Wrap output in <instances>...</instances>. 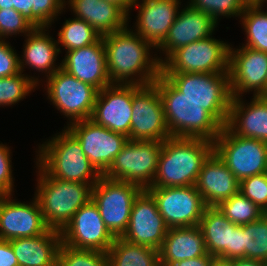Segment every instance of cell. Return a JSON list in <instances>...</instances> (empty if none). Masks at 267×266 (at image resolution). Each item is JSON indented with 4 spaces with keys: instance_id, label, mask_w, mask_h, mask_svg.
<instances>
[{
    "instance_id": "d6a6232c",
    "label": "cell",
    "mask_w": 267,
    "mask_h": 266,
    "mask_svg": "<svg viewBox=\"0 0 267 266\" xmlns=\"http://www.w3.org/2000/svg\"><path fill=\"white\" fill-rule=\"evenodd\" d=\"M243 258L267 263V213L243 225Z\"/></svg>"
},
{
    "instance_id": "f5cc1de1",
    "label": "cell",
    "mask_w": 267,
    "mask_h": 266,
    "mask_svg": "<svg viewBox=\"0 0 267 266\" xmlns=\"http://www.w3.org/2000/svg\"><path fill=\"white\" fill-rule=\"evenodd\" d=\"M262 96L267 97V87H266V92Z\"/></svg>"
},
{
    "instance_id": "1f68e13d",
    "label": "cell",
    "mask_w": 267,
    "mask_h": 266,
    "mask_svg": "<svg viewBox=\"0 0 267 266\" xmlns=\"http://www.w3.org/2000/svg\"><path fill=\"white\" fill-rule=\"evenodd\" d=\"M240 18L247 37L242 46L267 53V11L263 7H249Z\"/></svg>"
},
{
    "instance_id": "836d02e7",
    "label": "cell",
    "mask_w": 267,
    "mask_h": 266,
    "mask_svg": "<svg viewBox=\"0 0 267 266\" xmlns=\"http://www.w3.org/2000/svg\"><path fill=\"white\" fill-rule=\"evenodd\" d=\"M217 207L231 223L237 225L257 221L265 214L263 210L240 192L222 201Z\"/></svg>"
},
{
    "instance_id": "44dd1931",
    "label": "cell",
    "mask_w": 267,
    "mask_h": 266,
    "mask_svg": "<svg viewBox=\"0 0 267 266\" xmlns=\"http://www.w3.org/2000/svg\"><path fill=\"white\" fill-rule=\"evenodd\" d=\"M217 23L206 13L193 9L190 5L178 12L163 43L157 48L165 55L162 64L176 49L192 42L212 36Z\"/></svg>"
},
{
    "instance_id": "cb8c5ba5",
    "label": "cell",
    "mask_w": 267,
    "mask_h": 266,
    "mask_svg": "<svg viewBox=\"0 0 267 266\" xmlns=\"http://www.w3.org/2000/svg\"><path fill=\"white\" fill-rule=\"evenodd\" d=\"M226 127L234 134L267 142V97L254 96L250 103L232 98Z\"/></svg>"
},
{
    "instance_id": "d590c367",
    "label": "cell",
    "mask_w": 267,
    "mask_h": 266,
    "mask_svg": "<svg viewBox=\"0 0 267 266\" xmlns=\"http://www.w3.org/2000/svg\"><path fill=\"white\" fill-rule=\"evenodd\" d=\"M57 266H109L107 254L60 244Z\"/></svg>"
},
{
    "instance_id": "ee69618b",
    "label": "cell",
    "mask_w": 267,
    "mask_h": 266,
    "mask_svg": "<svg viewBox=\"0 0 267 266\" xmlns=\"http://www.w3.org/2000/svg\"><path fill=\"white\" fill-rule=\"evenodd\" d=\"M0 266H19L10 241L0 239Z\"/></svg>"
},
{
    "instance_id": "4316f807",
    "label": "cell",
    "mask_w": 267,
    "mask_h": 266,
    "mask_svg": "<svg viewBox=\"0 0 267 266\" xmlns=\"http://www.w3.org/2000/svg\"><path fill=\"white\" fill-rule=\"evenodd\" d=\"M19 266H57L61 232L49 229L36 237L9 240Z\"/></svg>"
},
{
    "instance_id": "c3c4849f",
    "label": "cell",
    "mask_w": 267,
    "mask_h": 266,
    "mask_svg": "<svg viewBox=\"0 0 267 266\" xmlns=\"http://www.w3.org/2000/svg\"><path fill=\"white\" fill-rule=\"evenodd\" d=\"M111 3L116 4L117 6L121 7L128 15H130L131 8L135 6L136 0H105Z\"/></svg>"
},
{
    "instance_id": "f6af8a7d",
    "label": "cell",
    "mask_w": 267,
    "mask_h": 266,
    "mask_svg": "<svg viewBox=\"0 0 267 266\" xmlns=\"http://www.w3.org/2000/svg\"><path fill=\"white\" fill-rule=\"evenodd\" d=\"M212 260L213 256L207 253L205 256L181 260L170 266H211Z\"/></svg>"
},
{
    "instance_id": "8fae6325",
    "label": "cell",
    "mask_w": 267,
    "mask_h": 266,
    "mask_svg": "<svg viewBox=\"0 0 267 266\" xmlns=\"http://www.w3.org/2000/svg\"><path fill=\"white\" fill-rule=\"evenodd\" d=\"M47 97L70 123L90 119L98 90L62 68L46 78Z\"/></svg>"
},
{
    "instance_id": "83f0119b",
    "label": "cell",
    "mask_w": 267,
    "mask_h": 266,
    "mask_svg": "<svg viewBox=\"0 0 267 266\" xmlns=\"http://www.w3.org/2000/svg\"><path fill=\"white\" fill-rule=\"evenodd\" d=\"M49 28H34L26 36L23 59L19 58L20 70L23 73L27 65L38 72L47 73L46 77L53 75L58 69L61 68L55 64L59 52L57 40H54L49 33L45 32ZM25 63V64H24ZM56 66V67H55Z\"/></svg>"
},
{
    "instance_id": "f1b7e54d",
    "label": "cell",
    "mask_w": 267,
    "mask_h": 266,
    "mask_svg": "<svg viewBox=\"0 0 267 266\" xmlns=\"http://www.w3.org/2000/svg\"><path fill=\"white\" fill-rule=\"evenodd\" d=\"M236 226L217 206H207L199 223L207 253L213 257L230 259L232 232Z\"/></svg>"
},
{
    "instance_id": "e0dca14e",
    "label": "cell",
    "mask_w": 267,
    "mask_h": 266,
    "mask_svg": "<svg viewBox=\"0 0 267 266\" xmlns=\"http://www.w3.org/2000/svg\"><path fill=\"white\" fill-rule=\"evenodd\" d=\"M168 229L155 199L143 189L133 202L129 223L121 238L159 251Z\"/></svg>"
},
{
    "instance_id": "ba28073f",
    "label": "cell",
    "mask_w": 267,
    "mask_h": 266,
    "mask_svg": "<svg viewBox=\"0 0 267 266\" xmlns=\"http://www.w3.org/2000/svg\"><path fill=\"white\" fill-rule=\"evenodd\" d=\"M230 44L210 36L176 49L161 73H228Z\"/></svg>"
},
{
    "instance_id": "4fadbf2b",
    "label": "cell",
    "mask_w": 267,
    "mask_h": 266,
    "mask_svg": "<svg viewBox=\"0 0 267 266\" xmlns=\"http://www.w3.org/2000/svg\"><path fill=\"white\" fill-rule=\"evenodd\" d=\"M146 190L155 199L158 211L169 228L199 225L207 206L195 185Z\"/></svg>"
},
{
    "instance_id": "2e32d148",
    "label": "cell",
    "mask_w": 267,
    "mask_h": 266,
    "mask_svg": "<svg viewBox=\"0 0 267 266\" xmlns=\"http://www.w3.org/2000/svg\"><path fill=\"white\" fill-rule=\"evenodd\" d=\"M228 74L232 98L254 91L262 96L267 87V53L245 46L229 47Z\"/></svg>"
},
{
    "instance_id": "d6986e66",
    "label": "cell",
    "mask_w": 267,
    "mask_h": 266,
    "mask_svg": "<svg viewBox=\"0 0 267 266\" xmlns=\"http://www.w3.org/2000/svg\"><path fill=\"white\" fill-rule=\"evenodd\" d=\"M11 195H0V239L36 237L46 233L47 226L36 197L32 202H18Z\"/></svg>"
},
{
    "instance_id": "9a60e30c",
    "label": "cell",
    "mask_w": 267,
    "mask_h": 266,
    "mask_svg": "<svg viewBox=\"0 0 267 266\" xmlns=\"http://www.w3.org/2000/svg\"><path fill=\"white\" fill-rule=\"evenodd\" d=\"M114 239L92 199L73 215L61 231L62 244L76 249L107 253Z\"/></svg>"
},
{
    "instance_id": "8992f818",
    "label": "cell",
    "mask_w": 267,
    "mask_h": 266,
    "mask_svg": "<svg viewBox=\"0 0 267 266\" xmlns=\"http://www.w3.org/2000/svg\"><path fill=\"white\" fill-rule=\"evenodd\" d=\"M181 93L202 105L223 127L231 104L228 73H162Z\"/></svg>"
},
{
    "instance_id": "f546056e",
    "label": "cell",
    "mask_w": 267,
    "mask_h": 266,
    "mask_svg": "<svg viewBox=\"0 0 267 266\" xmlns=\"http://www.w3.org/2000/svg\"><path fill=\"white\" fill-rule=\"evenodd\" d=\"M109 266H160L159 251L115 237L108 250Z\"/></svg>"
},
{
    "instance_id": "52a82bcc",
    "label": "cell",
    "mask_w": 267,
    "mask_h": 266,
    "mask_svg": "<svg viewBox=\"0 0 267 266\" xmlns=\"http://www.w3.org/2000/svg\"><path fill=\"white\" fill-rule=\"evenodd\" d=\"M213 144L214 152L239 182L267 172V142L236 135L224 126Z\"/></svg>"
},
{
    "instance_id": "ffe728a7",
    "label": "cell",
    "mask_w": 267,
    "mask_h": 266,
    "mask_svg": "<svg viewBox=\"0 0 267 266\" xmlns=\"http://www.w3.org/2000/svg\"><path fill=\"white\" fill-rule=\"evenodd\" d=\"M61 68L98 91L112 84L107 73L102 36L94 44L67 51L61 62Z\"/></svg>"
},
{
    "instance_id": "30bf717a",
    "label": "cell",
    "mask_w": 267,
    "mask_h": 266,
    "mask_svg": "<svg viewBox=\"0 0 267 266\" xmlns=\"http://www.w3.org/2000/svg\"><path fill=\"white\" fill-rule=\"evenodd\" d=\"M161 149L162 142L159 141L128 140L103 176L147 189L157 171Z\"/></svg>"
},
{
    "instance_id": "7a4b0ae2",
    "label": "cell",
    "mask_w": 267,
    "mask_h": 266,
    "mask_svg": "<svg viewBox=\"0 0 267 266\" xmlns=\"http://www.w3.org/2000/svg\"><path fill=\"white\" fill-rule=\"evenodd\" d=\"M213 152V142L204 138L170 137L164 140L157 171L148 188L196 185L204 162Z\"/></svg>"
},
{
    "instance_id": "6da1fadb",
    "label": "cell",
    "mask_w": 267,
    "mask_h": 266,
    "mask_svg": "<svg viewBox=\"0 0 267 266\" xmlns=\"http://www.w3.org/2000/svg\"><path fill=\"white\" fill-rule=\"evenodd\" d=\"M102 41L112 84L148 85L161 74L162 57H152L154 47L130 28L103 35Z\"/></svg>"
},
{
    "instance_id": "681fc988",
    "label": "cell",
    "mask_w": 267,
    "mask_h": 266,
    "mask_svg": "<svg viewBox=\"0 0 267 266\" xmlns=\"http://www.w3.org/2000/svg\"><path fill=\"white\" fill-rule=\"evenodd\" d=\"M211 266H234V259L213 257Z\"/></svg>"
},
{
    "instance_id": "d4e9b609",
    "label": "cell",
    "mask_w": 267,
    "mask_h": 266,
    "mask_svg": "<svg viewBox=\"0 0 267 266\" xmlns=\"http://www.w3.org/2000/svg\"><path fill=\"white\" fill-rule=\"evenodd\" d=\"M74 17L86 21L101 36L128 26L129 15L119 6L105 0H67Z\"/></svg>"
},
{
    "instance_id": "f907efd6",
    "label": "cell",
    "mask_w": 267,
    "mask_h": 266,
    "mask_svg": "<svg viewBox=\"0 0 267 266\" xmlns=\"http://www.w3.org/2000/svg\"><path fill=\"white\" fill-rule=\"evenodd\" d=\"M246 8L249 7H263L267 0H241Z\"/></svg>"
},
{
    "instance_id": "e575fe53",
    "label": "cell",
    "mask_w": 267,
    "mask_h": 266,
    "mask_svg": "<svg viewBox=\"0 0 267 266\" xmlns=\"http://www.w3.org/2000/svg\"><path fill=\"white\" fill-rule=\"evenodd\" d=\"M38 81L37 77L24 75L22 72L0 78V106L15 105L39 85Z\"/></svg>"
},
{
    "instance_id": "7c38bea8",
    "label": "cell",
    "mask_w": 267,
    "mask_h": 266,
    "mask_svg": "<svg viewBox=\"0 0 267 266\" xmlns=\"http://www.w3.org/2000/svg\"><path fill=\"white\" fill-rule=\"evenodd\" d=\"M170 137L157 86L133 84L129 140L163 142Z\"/></svg>"
},
{
    "instance_id": "ac0fdd59",
    "label": "cell",
    "mask_w": 267,
    "mask_h": 266,
    "mask_svg": "<svg viewBox=\"0 0 267 266\" xmlns=\"http://www.w3.org/2000/svg\"><path fill=\"white\" fill-rule=\"evenodd\" d=\"M133 84H111L98 91L91 120L129 138Z\"/></svg>"
},
{
    "instance_id": "f35d334b",
    "label": "cell",
    "mask_w": 267,
    "mask_h": 266,
    "mask_svg": "<svg viewBox=\"0 0 267 266\" xmlns=\"http://www.w3.org/2000/svg\"><path fill=\"white\" fill-rule=\"evenodd\" d=\"M239 192L267 213V173L250 176L240 181Z\"/></svg>"
},
{
    "instance_id": "277c9868",
    "label": "cell",
    "mask_w": 267,
    "mask_h": 266,
    "mask_svg": "<svg viewBox=\"0 0 267 266\" xmlns=\"http://www.w3.org/2000/svg\"><path fill=\"white\" fill-rule=\"evenodd\" d=\"M57 134L38 147L36 164L53 178L94 186L102 175L90 163L78 139L67 128Z\"/></svg>"
},
{
    "instance_id": "ab89813d",
    "label": "cell",
    "mask_w": 267,
    "mask_h": 266,
    "mask_svg": "<svg viewBox=\"0 0 267 266\" xmlns=\"http://www.w3.org/2000/svg\"><path fill=\"white\" fill-rule=\"evenodd\" d=\"M35 27L15 9H0V39L24 33L29 34Z\"/></svg>"
},
{
    "instance_id": "74e56055",
    "label": "cell",
    "mask_w": 267,
    "mask_h": 266,
    "mask_svg": "<svg viewBox=\"0 0 267 266\" xmlns=\"http://www.w3.org/2000/svg\"><path fill=\"white\" fill-rule=\"evenodd\" d=\"M65 6V0H31V24L35 28H49Z\"/></svg>"
},
{
    "instance_id": "b9f144b4",
    "label": "cell",
    "mask_w": 267,
    "mask_h": 266,
    "mask_svg": "<svg viewBox=\"0 0 267 266\" xmlns=\"http://www.w3.org/2000/svg\"><path fill=\"white\" fill-rule=\"evenodd\" d=\"M10 148L4 144H0V195H12L13 176L11 164Z\"/></svg>"
},
{
    "instance_id": "5b68a950",
    "label": "cell",
    "mask_w": 267,
    "mask_h": 266,
    "mask_svg": "<svg viewBox=\"0 0 267 266\" xmlns=\"http://www.w3.org/2000/svg\"><path fill=\"white\" fill-rule=\"evenodd\" d=\"M36 166L39 177L34 196L47 226L61 232L73 215L92 199L93 186L53 178Z\"/></svg>"
},
{
    "instance_id": "484cf974",
    "label": "cell",
    "mask_w": 267,
    "mask_h": 266,
    "mask_svg": "<svg viewBox=\"0 0 267 266\" xmlns=\"http://www.w3.org/2000/svg\"><path fill=\"white\" fill-rule=\"evenodd\" d=\"M207 254L204 235L199 225L191 227H172L159 249L160 266L205 256Z\"/></svg>"
},
{
    "instance_id": "bcb514c9",
    "label": "cell",
    "mask_w": 267,
    "mask_h": 266,
    "mask_svg": "<svg viewBox=\"0 0 267 266\" xmlns=\"http://www.w3.org/2000/svg\"><path fill=\"white\" fill-rule=\"evenodd\" d=\"M12 8L20 12L31 23V0H12Z\"/></svg>"
},
{
    "instance_id": "8d00e7d4",
    "label": "cell",
    "mask_w": 267,
    "mask_h": 266,
    "mask_svg": "<svg viewBox=\"0 0 267 266\" xmlns=\"http://www.w3.org/2000/svg\"><path fill=\"white\" fill-rule=\"evenodd\" d=\"M189 5L209 15L217 24L219 16L238 17L246 7L241 0H190Z\"/></svg>"
},
{
    "instance_id": "7402d4cb",
    "label": "cell",
    "mask_w": 267,
    "mask_h": 266,
    "mask_svg": "<svg viewBox=\"0 0 267 266\" xmlns=\"http://www.w3.org/2000/svg\"><path fill=\"white\" fill-rule=\"evenodd\" d=\"M136 0L139 10L135 33L157 49L168 35L180 11V0ZM141 4V5H140ZM179 8V9H178Z\"/></svg>"
},
{
    "instance_id": "7dc6e473",
    "label": "cell",
    "mask_w": 267,
    "mask_h": 266,
    "mask_svg": "<svg viewBox=\"0 0 267 266\" xmlns=\"http://www.w3.org/2000/svg\"><path fill=\"white\" fill-rule=\"evenodd\" d=\"M267 263L247 258H237L234 259V266H266Z\"/></svg>"
},
{
    "instance_id": "4dcf8cb0",
    "label": "cell",
    "mask_w": 267,
    "mask_h": 266,
    "mask_svg": "<svg viewBox=\"0 0 267 266\" xmlns=\"http://www.w3.org/2000/svg\"><path fill=\"white\" fill-rule=\"evenodd\" d=\"M101 35L86 21L75 17L66 20L58 32L57 43L67 51L96 43Z\"/></svg>"
},
{
    "instance_id": "3957f363",
    "label": "cell",
    "mask_w": 267,
    "mask_h": 266,
    "mask_svg": "<svg viewBox=\"0 0 267 266\" xmlns=\"http://www.w3.org/2000/svg\"><path fill=\"white\" fill-rule=\"evenodd\" d=\"M171 137L204 138L212 142L222 125L202 105L188 99L162 73L155 80Z\"/></svg>"
},
{
    "instance_id": "603a6c76",
    "label": "cell",
    "mask_w": 267,
    "mask_h": 266,
    "mask_svg": "<svg viewBox=\"0 0 267 266\" xmlns=\"http://www.w3.org/2000/svg\"><path fill=\"white\" fill-rule=\"evenodd\" d=\"M195 186L206 206H218L239 192V181L215 152L204 162Z\"/></svg>"
},
{
    "instance_id": "60d3db41",
    "label": "cell",
    "mask_w": 267,
    "mask_h": 266,
    "mask_svg": "<svg viewBox=\"0 0 267 266\" xmlns=\"http://www.w3.org/2000/svg\"><path fill=\"white\" fill-rule=\"evenodd\" d=\"M5 40L0 39V78L11 77L21 72L20 57Z\"/></svg>"
},
{
    "instance_id": "816d5d0a",
    "label": "cell",
    "mask_w": 267,
    "mask_h": 266,
    "mask_svg": "<svg viewBox=\"0 0 267 266\" xmlns=\"http://www.w3.org/2000/svg\"><path fill=\"white\" fill-rule=\"evenodd\" d=\"M0 9H12V0H0Z\"/></svg>"
},
{
    "instance_id": "9c48e42d",
    "label": "cell",
    "mask_w": 267,
    "mask_h": 266,
    "mask_svg": "<svg viewBox=\"0 0 267 266\" xmlns=\"http://www.w3.org/2000/svg\"><path fill=\"white\" fill-rule=\"evenodd\" d=\"M142 190L139 185L109 179L103 175L93 186L92 200L114 237H121L126 231L133 202Z\"/></svg>"
},
{
    "instance_id": "7bdbcfd3",
    "label": "cell",
    "mask_w": 267,
    "mask_h": 266,
    "mask_svg": "<svg viewBox=\"0 0 267 266\" xmlns=\"http://www.w3.org/2000/svg\"><path fill=\"white\" fill-rule=\"evenodd\" d=\"M243 258V225H237L232 232L230 259Z\"/></svg>"
},
{
    "instance_id": "5bb4252c",
    "label": "cell",
    "mask_w": 267,
    "mask_h": 266,
    "mask_svg": "<svg viewBox=\"0 0 267 266\" xmlns=\"http://www.w3.org/2000/svg\"><path fill=\"white\" fill-rule=\"evenodd\" d=\"M66 128L78 139L84 154L101 175L129 140L124 134L113 132L91 119L69 123Z\"/></svg>"
}]
</instances>
